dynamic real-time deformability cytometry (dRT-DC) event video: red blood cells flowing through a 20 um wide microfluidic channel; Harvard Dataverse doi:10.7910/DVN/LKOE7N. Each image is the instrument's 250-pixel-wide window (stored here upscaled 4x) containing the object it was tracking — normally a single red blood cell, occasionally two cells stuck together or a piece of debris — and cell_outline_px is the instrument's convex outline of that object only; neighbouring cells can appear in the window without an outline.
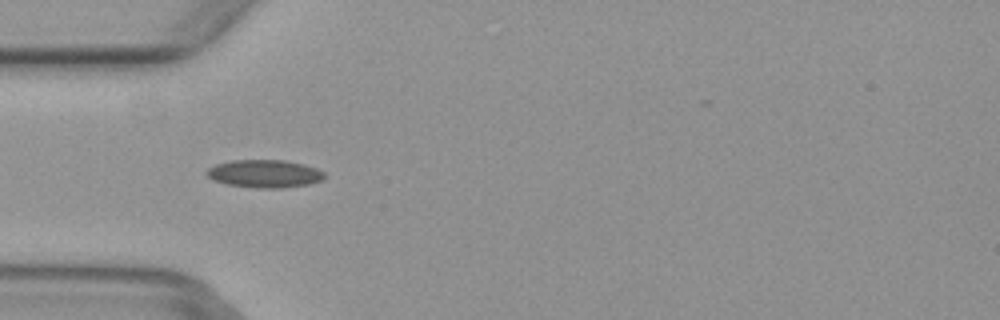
{"species": "common noctule bat (a hibernating species)", "species_latin": "Nyctalus noctula", "temperature_condition": "warm", "stored_images_in_passage": 3, "camera_frame_rate_fps": 3000, "um_per_image_px": 0.085, "animal": {"sex": "female", "body_mass_g": 29.2, "forearm_length_mm": 56.3}, "frame": {"image": 1, "passage_image": 1, "time_ms": 0.0, "image_size_px": [1000, 320], "cell_outline_px": [[324, 180], [308, 184], [280, 188], [256, 188], [224, 184], [212, 180], [204, 172], [208, 168], [216, 164], [232, 160], [284, 160], [304, 164], [316, 168], [324, 172]], "centroid_in_image_um": [22.46, 14.76], "position_along_channel_um": 62.5, "area_um2": 19.25}}
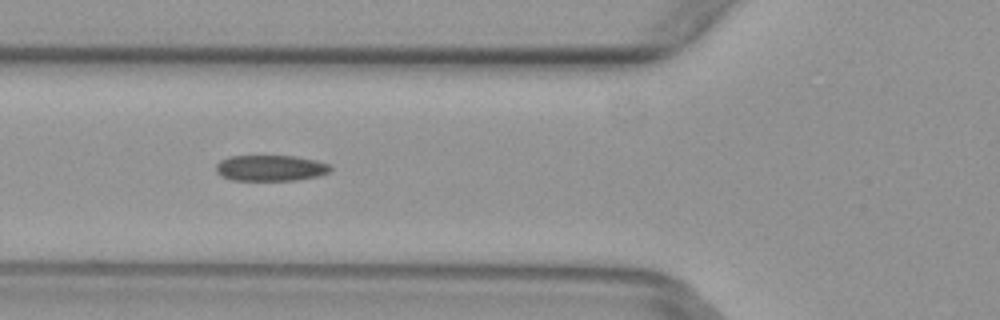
{"frame": {"image": 2, "passage_image": 2, "time_ms": 0.333, "image_size_px": [1000, 320], "cell_outline_px": [[332, 168], [328, 172], [316, 176], [296, 180], [232, 180], [220, 176], [216, 172], [216, 164], [220, 160], [228, 156], [292, 156], [316, 160], [328, 164]], "centroid_in_image_um": [22.94, 14.28], "position_along_channel_um": 102.9, "area_um2": 17.22}}
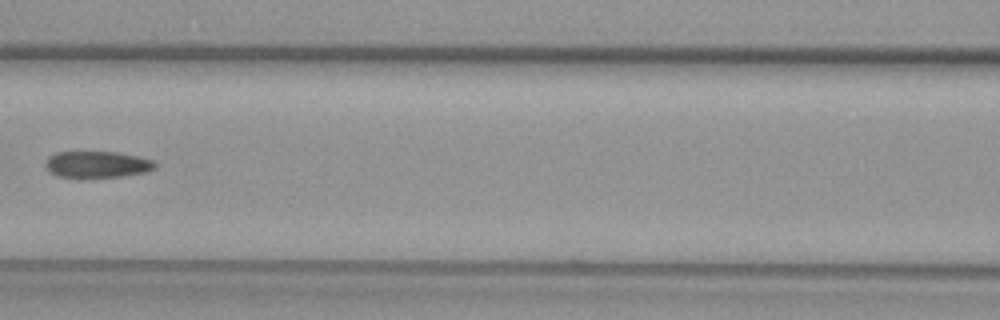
{"frame": {"image": 3, "passage_image": 3, "time_ms": 0.667, "image_size_px": [1000, 320], "cell_outline_px": [[156, 168], [144, 172], [124, 176], [56, 176], [48, 172], [44, 164], [48, 156], [56, 152], [116, 152], [140, 156], [152, 160], [156, 164]], "centroid_in_image_um": [8.24, 13.95], "position_along_channel_um": 158.4, "area_um2": 16.76}}